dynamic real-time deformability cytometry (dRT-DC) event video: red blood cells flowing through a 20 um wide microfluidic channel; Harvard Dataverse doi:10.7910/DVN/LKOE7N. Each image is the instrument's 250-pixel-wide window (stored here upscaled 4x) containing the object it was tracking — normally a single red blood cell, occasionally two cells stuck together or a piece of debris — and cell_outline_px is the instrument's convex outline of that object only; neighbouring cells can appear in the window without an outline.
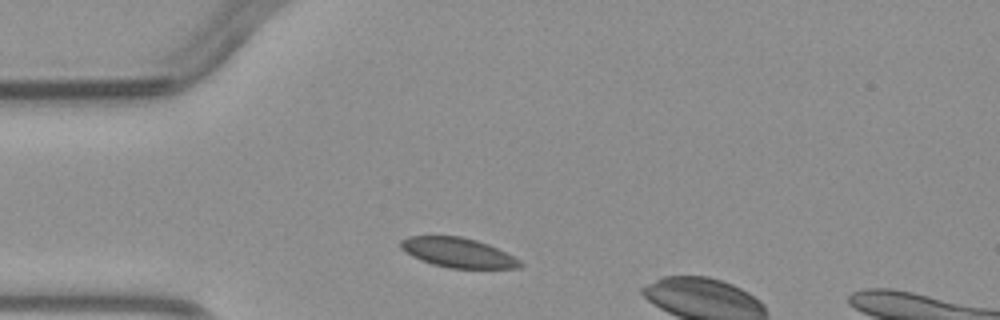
{"species": "common noctule bat (a hibernating species)", "species_latin": "Nyctalus noctula", "temperature_condition": "warm", "stored_images_in_passage": 6, "camera_frame_rate_fps": 3000, "um_per_image_px": 0.085, "animal": {"sex": "male", "body_mass_g": 23.1, "forearm_length_mm": 52.7}, "frame": {"image": 1, "passage_image": 6, "time_ms": 6.667, "image_size_px": [1000, 320], "cell_outline_px": [[524, 264], [520, 268], [448, 268], [432, 264], [420, 260], [412, 256], [400, 248], [400, 240], [408, 236], [460, 236], [476, 240], [488, 244], [520, 260]], "centroid_in_image_um": [38.9, 21.47], "position_along_channel_um": 46.1, "area_um2": 20.58}}